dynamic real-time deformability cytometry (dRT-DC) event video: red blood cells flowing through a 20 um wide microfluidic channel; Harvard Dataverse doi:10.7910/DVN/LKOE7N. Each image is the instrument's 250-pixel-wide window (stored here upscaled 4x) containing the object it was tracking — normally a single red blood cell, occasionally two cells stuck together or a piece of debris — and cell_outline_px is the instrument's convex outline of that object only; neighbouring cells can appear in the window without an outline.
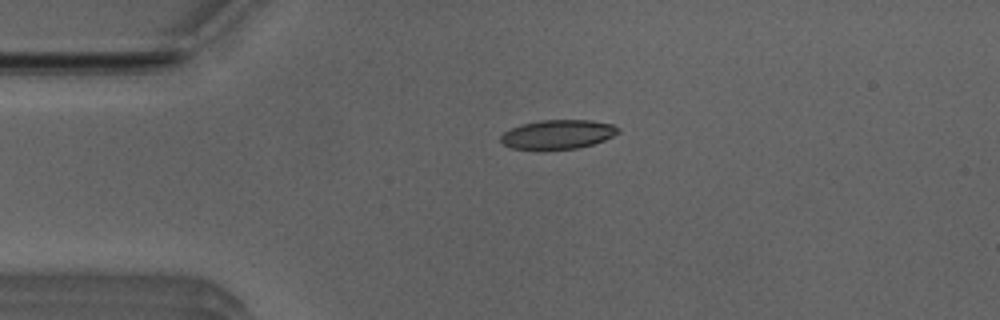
{"species": "Egyptian fruit bat (a non-hibernating species)", "species_latin": "Rousettus aegyptiacus", "temperature_condition": "room temperature", "stored_images_in_passage": 41, "camera_frame_rate_fps": 3000, "um_per_image_px": 0.085, "animal": {"sex": "male"}, "frame": {"image": 1, "passage_image": 1, "time_ms": 0.0, "image_size_px": [1000, 320], "cell_outline_px": [[620, 132], [604, 140], [592, 144], [576, 148], [512, 148], [504, 144], [500, 140], [500, 136], [504, 132], [512, 128], [524, 124], [540, 120], [588, 120], [612, 124], [620, 128]], "centroid_in_image_um": [47.45, 11.4], "position_along_channel_um": 37.6, "area_um2": 19.42}}
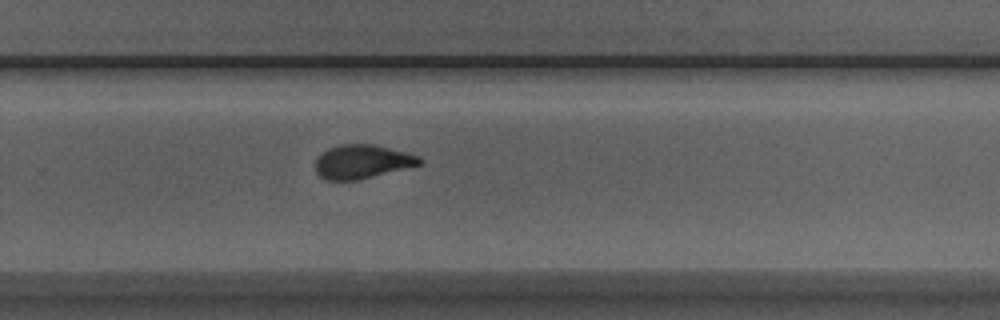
{"frame": {"image": 2, "passage_image": 23, "time_ms": 7.333, "image_size_px": [1000, 320], "cell_outline_px": [[424, 160], [420, 164], [356, 180], [324, 180], [316, 172], [316, 160], [320, 152], [328, 148], [340, 144], [372, 144], [420, 156]], "centroid_in_image_um": [30.73, 13.73], "position_along_channel_um": 299.1, "area_um2": 20.29}}
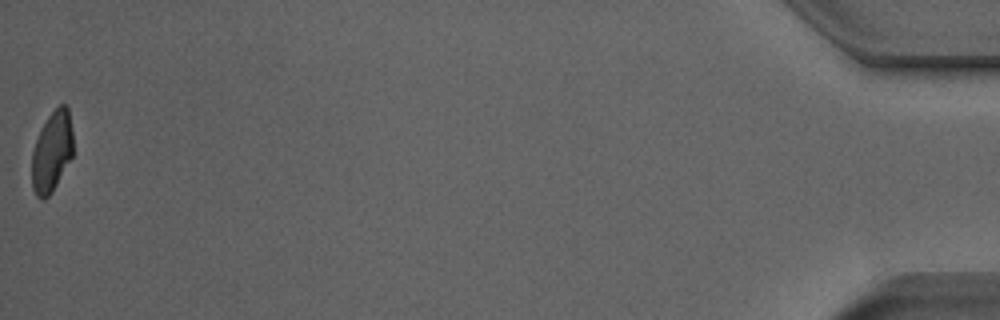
{"frame": {"image": 3, "passage_image": 41, "time_ms": 13.333, "image_size_px": [1000, 320], "cell_outline_px": [[72, 156], [52, 192], [44, 200], [40, 200], [36, 196], [32, 188], [32, 152], [40, 128], [48, 116], [60, 104], [64, 104], [68, 108], [72, 132]], "centroid_in_image_um": [4.39, 12.91], "position_along_channel_um": 430.8, "area_um2": 19.31}, "authors_computed_cell_mechanics": {"area_um2": 20.9236, "velocity_mm_per_s": 3.9614, "shape_relaxation_time_tau1_ms": 6.4491, "shape_relaxation_time_tau2_ms": 1.8282, "deformation_change_tau1": 0.1947, "deformation_change_tau2": 0.0879}}